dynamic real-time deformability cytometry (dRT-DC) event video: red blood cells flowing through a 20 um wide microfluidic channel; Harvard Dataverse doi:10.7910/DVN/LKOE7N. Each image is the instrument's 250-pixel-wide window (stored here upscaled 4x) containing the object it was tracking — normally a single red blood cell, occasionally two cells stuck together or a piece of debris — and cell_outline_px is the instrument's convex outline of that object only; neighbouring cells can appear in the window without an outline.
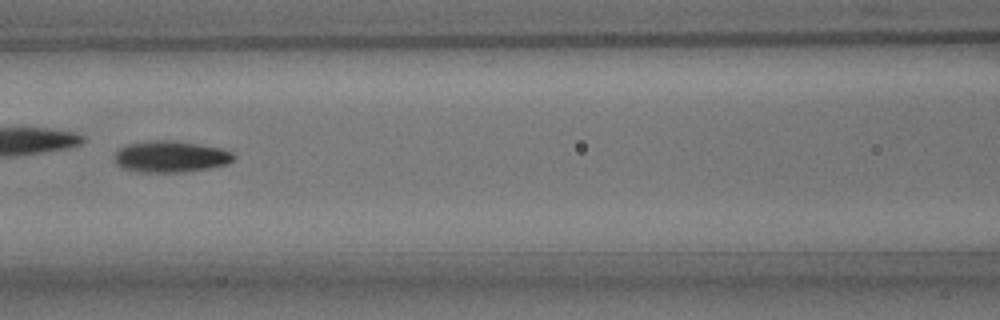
{"species": "common noctule bat (a hibernating species)", "species_latin": "Nyctalus noctula", "temperature_condition": "room temperature", "stored_images_in_passage": 7, "camera_frame_rate_fps": 3000, "um_per_image_px": 0.085, "animal": {"sex": "male", "body_mass_g": 15.6}, "frame": {"image": 1, "passage_image": 7, "time_ms": 2.0, "image_size_px": [1000, 320], "cell_outline_px": [[236, 156], [228, 164], [208, 168], [184, 172], [140, 172], [120, 168], [116, 164], [116, 152], [120, 148], [128, 144], [156, 140], [168, 140], [196, 144], [220, 148], [232, 152]], "centroid_in_image_um": [14.5, 13.32], "position_along_channel_um": 152.1, "area_um2": 21.62}}